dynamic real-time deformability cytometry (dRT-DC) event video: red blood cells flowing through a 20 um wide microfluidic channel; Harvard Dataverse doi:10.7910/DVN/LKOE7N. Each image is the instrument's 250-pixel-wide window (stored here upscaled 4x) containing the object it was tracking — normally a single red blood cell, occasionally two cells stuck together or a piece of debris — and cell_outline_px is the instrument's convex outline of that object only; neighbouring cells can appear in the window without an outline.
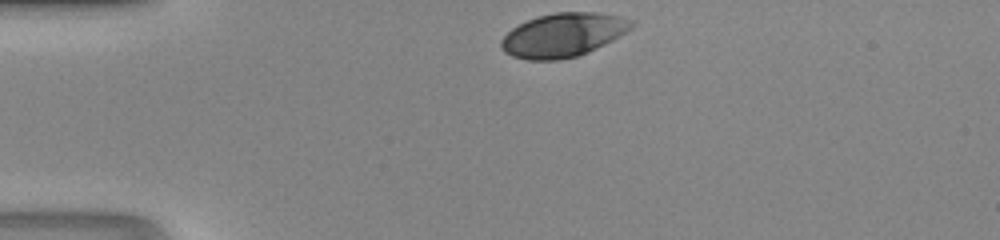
{"species": "human", "species_latin": "Homo sapiens", "temperature_condition": "room temperature", "stored_images_in_passage": 28, "camera_frame_rate_fps": 3000, "um_per_image_px": 0.085, "donor": {"sex": "male"}, "frame": {"image": 1, "passage_image": 1, "time_ms": 0.0, "image_size_px": [1000, 240], "cell_outline_px": [[636, 24], [612, 40], [588, 52], [576, 56], [560, 60], [528, 60], [512, 56], [504, 52], [500, 48], [500, 40], [512, 28], [536, 16], [556, 12], [592, 12], [616, 16], [636, 20]], "centroid_in_image_um": [47.83, 2.98], "position_along_channel_um": 37.2, "area_um2": 33.12}}
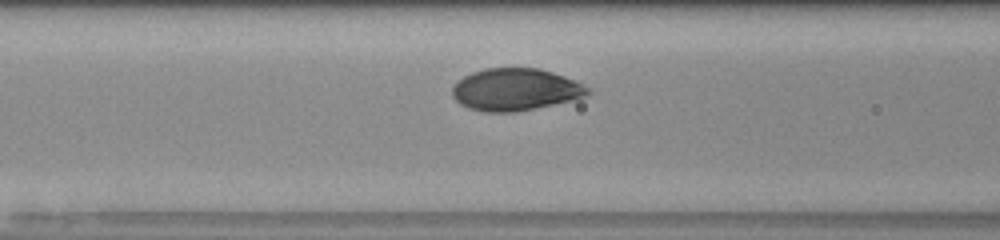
{"frame": {"image": 2, "passage_image": 10, "time_ms": 3.0, "image_size_px": [1000, 240], "cell_outline_px": [[592, 92], [588, 96], [572, 100], [516, 112], [484, 112], [468, 108], [460, 104], [452, 96], [452, 88], [456, 80], [472, 72], [484, 68], [540, 68], [576, 80], [592, 88]], "centroid_in_image_um": [43.83, 7.61], "position_along_channel_um": 122.8, "area_um2": 33.7}}
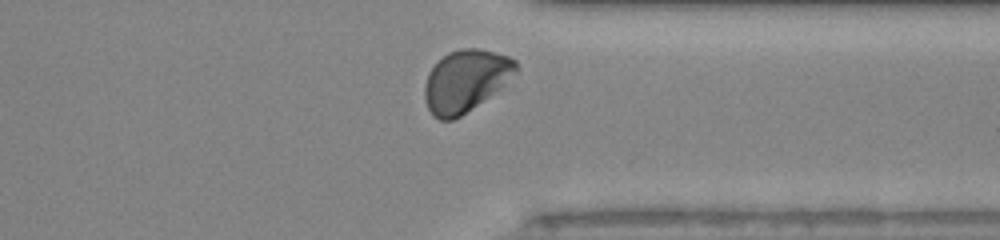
{"frame": {"image": 3, "passage_image": 27, "time_ms": 8.667, "image_size_px": [1000, 240], "cell_outline_px": [[516, 72], [500, 88], [460, 116], [452, 120], [440, 120], [432, 116], [424, 100], [424, 84], [428, 72], [448, 52], [460, 48], [480, 48], [508, 56], [516, 60]], "centroid_in_image_um": [39.54, 6.86], "position_along_channel_um": 371.9, "area_um2": 32.66}}